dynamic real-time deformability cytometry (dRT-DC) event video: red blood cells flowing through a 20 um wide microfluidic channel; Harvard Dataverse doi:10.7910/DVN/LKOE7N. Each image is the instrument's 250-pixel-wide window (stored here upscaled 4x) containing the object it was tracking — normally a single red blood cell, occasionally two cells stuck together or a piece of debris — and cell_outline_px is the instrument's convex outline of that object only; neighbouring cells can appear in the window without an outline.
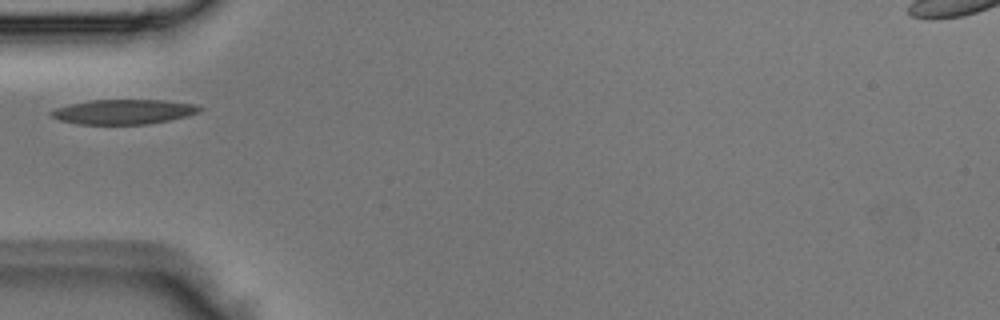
{"species": "Egyptian fruit bat (a non-hibernating species)", "species_latin": "Rousettus aegyptiacus", "temperature_condition": "room temperature", "stored_images_in_passage": 1, "camera_frame_rate_fps": 3000, "um_per_image_px": 0.085, "animal": {"sex": "male"}, "frame": {"image": 1, "passage_image": 1, "time_ms": 0.0, "image_size_px": [1000, 320], "cell_outline_px": [[204, 108], [200, 112], [188, 116], [148, 124], [80, 124], [60, 120], [52, 116], [48, 112], [56, 108], [72, 104], [92, 100], [164, 100], [196, 104]], "centroid_in_image_um": [10.57, 9.5], "position_along_channel_um": 74.4, "area_um2": 21.33}}